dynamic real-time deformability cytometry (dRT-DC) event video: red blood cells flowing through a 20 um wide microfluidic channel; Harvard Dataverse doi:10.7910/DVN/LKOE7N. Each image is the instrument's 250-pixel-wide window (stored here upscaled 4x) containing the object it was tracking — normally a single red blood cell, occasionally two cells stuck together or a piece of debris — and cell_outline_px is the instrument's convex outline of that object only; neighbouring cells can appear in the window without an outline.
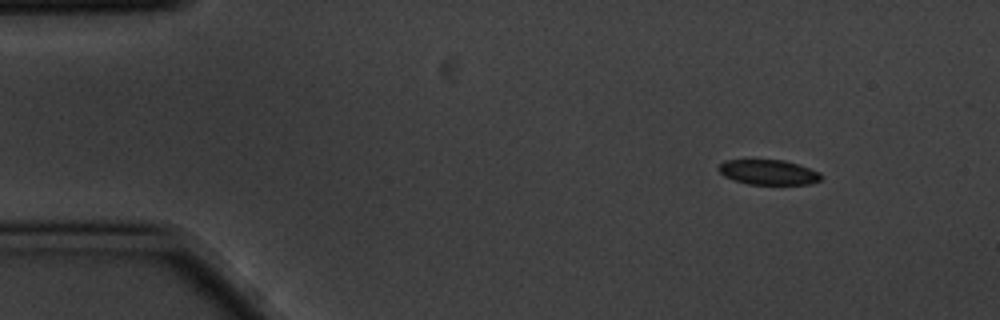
{"species": "common noctule bat (a hibernating species)", "species_latin": "Nyctalus noctula", "temperature_condition": "cold", "stored_images_in_passage": 10, "camera_frame_rate_fps": 3000, "um_per_image_px": 0.085, "animal": {"sex": "male", "body_mass_g": 20.1, "forearm_length_mm": 53.5}, "frame": {"image": 1, "passage_image": 1, "time_ms": 0.0, "image_size_px": [1000, 320], "cell_outline_px": [[824, 176], [820, 180], [808, 184], [748, 184], [724, 176], [716, 168], [724, 160], [784, 160], [820, 172]], "centroid_in_image_um": [65.31, 14.64], "position_along_channel_um": 19.7, "area_um2": 14.8}}
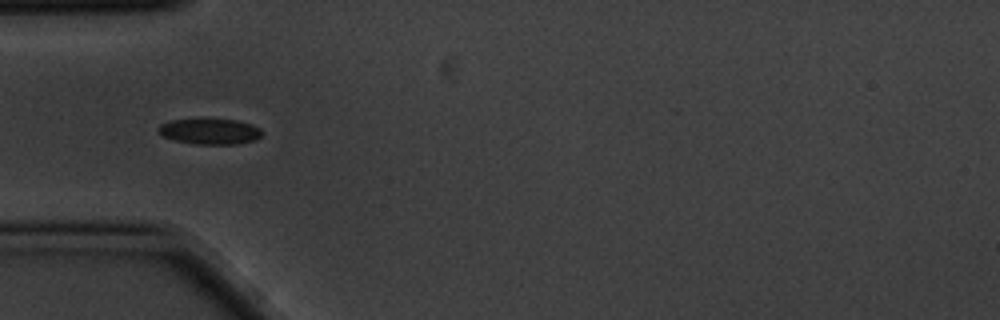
{"frame": {"image": 2, "passage_image": 4, "time_ms": 1.0, "image_size_px": [1000, 320], "cell_outline_px": [[260, 136], [256, 140], [236, 144], [192, 144], [176, 140], [164, 136], [156, 132], [156, 128], [160, 124], [172, 120], [236, 120], [260, 128]], "centroid_in_image_um": [17.79, 11.19], "position_along_channel_um": 67.2, "area_um2": 15.2}}